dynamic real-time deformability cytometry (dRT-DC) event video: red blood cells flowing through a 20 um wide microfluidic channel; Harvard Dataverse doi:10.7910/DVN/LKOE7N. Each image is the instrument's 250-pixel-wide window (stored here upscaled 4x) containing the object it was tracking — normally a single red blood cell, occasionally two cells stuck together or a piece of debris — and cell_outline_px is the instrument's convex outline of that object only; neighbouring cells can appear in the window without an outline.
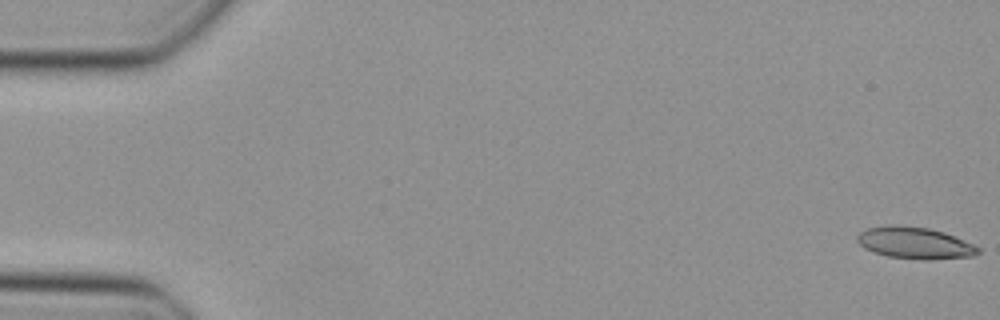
{"species": "Egyptian fruit bat (a non-hibernating species)", "species_latin": "Rousettus aegyptiacus", "temperature_condition": "cold", "stored_images_in_passage": 23, "camera_frame_rate_fps": 3000, "um_per_image_px": 0.085, "animal": {"sex": "female"}, "frame": {"image": 1, "passage_image": 1, "time_ms": 0.0, "image_size_px": [1000, 320], "cell_outline_px": [[980, 252], [972, 256], [928, 260], [920, 260], [888, 256], [864, 248], [856, 240], [856, 236], [860, 232], [868, 228], [888, 224], [892, 224], [928, 228], [944, 232], [972, 244], [980, 248]], "centroid_in_image_um": [77.73, 20.65], "position_along_channel_um": 7.3, "area_um2": 22.25}}
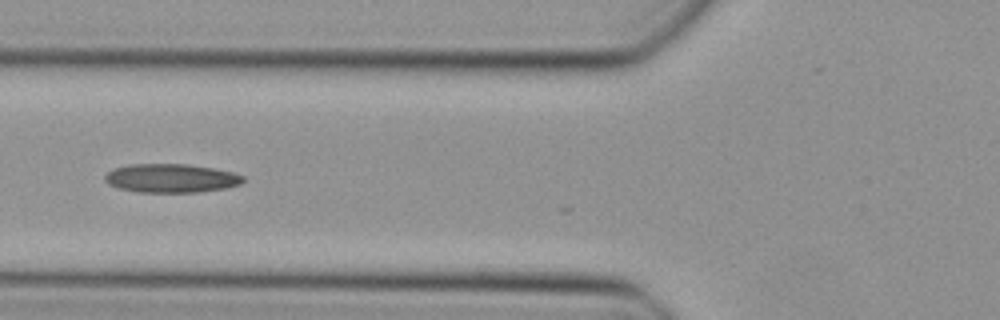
{"frame": {"image": 2, "passage_image": 19, "time_ms": 6.0, "image_size_px": [1000, 320], "cell_outline_px": [[244, 180], [240, 184], [228, 188], [196, 192], [140, 192], [120, 188], [108, 184], [104, 180], [104, 176], [108, 172], [116, 168], [128, 164], [188, 164], [216, 168], [232, 172], [244, 176]], "centroid_in_image_um": [14.57, 15.14], "position_along_channel_um": 111.2, "area_um2": 23.18}}
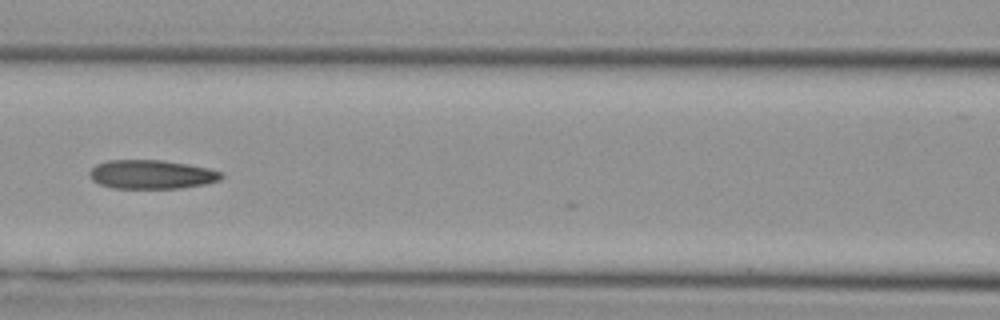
{"frame": {"image": 3, "passage_image": 22, "time_ms": 7.0, "image_size_px": [1000, 320], "cell_outline_px": [[224, 176], [220, 180], [204, 184], [180, 188], [112, 188], [100, 184], [92, 180], [88, 172], [96, 164], [108, 160], [160, 160], [188, 164], [208, 168], [220, 172]], "centroid_in_image_um": [12.86, 14.82], "position_along_channel_um": 153.7, "area_um2": 22.14}}